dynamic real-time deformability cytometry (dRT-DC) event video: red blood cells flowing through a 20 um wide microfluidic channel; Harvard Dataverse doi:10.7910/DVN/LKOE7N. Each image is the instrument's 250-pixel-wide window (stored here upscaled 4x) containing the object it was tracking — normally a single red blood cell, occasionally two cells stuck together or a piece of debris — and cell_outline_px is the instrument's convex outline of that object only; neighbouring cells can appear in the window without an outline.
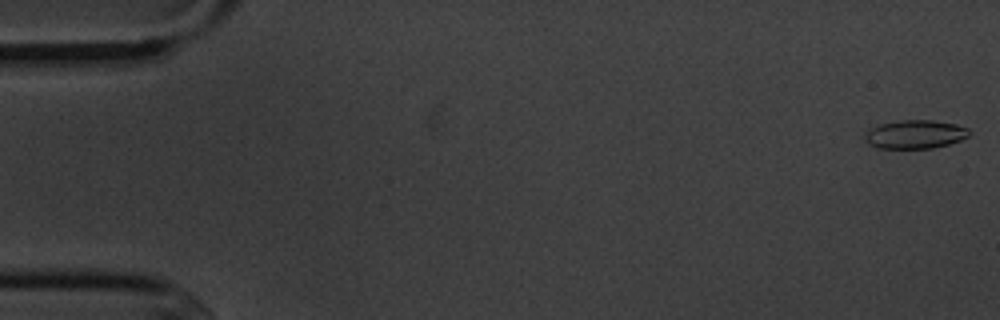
{"species": "common noctule bat (a hibernating species)", "species_latin": "Nyctalus noctula", "temperature_condition": "cold", "stored_images_in_passage": 5, "camera_frame_rate_fps": 3000, "um_per_image_px": 0.085, "animal": {"sex": "male", "body_mass_g": 20.1, "forearm_length_mm": 53.5}, "frame": {"image": 1, "passage_image": 1, "time_ms": 0.0, "image_size_px": [1000, 320], "cell_outline_px": [[972, 132], [968, 136], [960, 140], [948, 144], [932, 148], [876, 148], [868, 144], [864, 136], [872, 128], [880, 124], [900, 120], [932, 120], [956, 124], [968, 128]], "centroid_in_image_um": [77.81, 11.42], "position_along_channel_um": 7.2, "area_um2": 17.28}}